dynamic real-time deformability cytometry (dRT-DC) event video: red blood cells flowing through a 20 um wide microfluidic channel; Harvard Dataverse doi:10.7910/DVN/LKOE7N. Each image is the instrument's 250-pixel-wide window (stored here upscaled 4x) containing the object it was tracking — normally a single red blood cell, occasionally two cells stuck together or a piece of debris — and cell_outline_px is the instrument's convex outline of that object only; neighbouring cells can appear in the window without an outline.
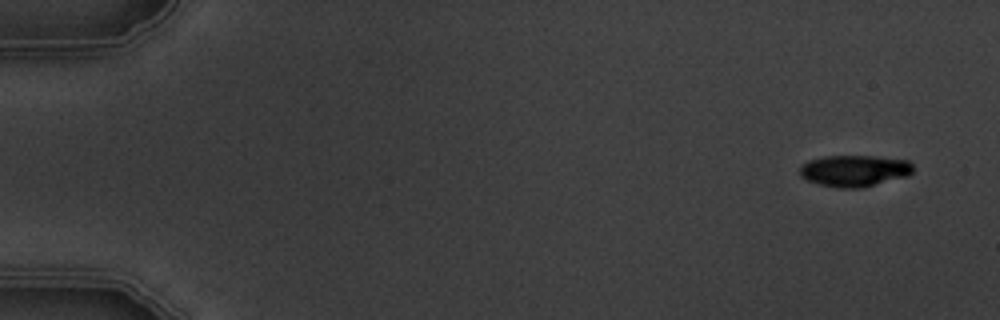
{"species": "common noctule bat (a hibernating species)", "species_latin": "Nyctalus noctula", "temperature_condition": "warm", "stored_images_in_passage": 5, "camera_frame_rate_fps": 3000, "um_per_image_px": 0.085, "animal": {"sex": "male", "body_mass_g": 19.5, "forearm_length_mm": 54.6}, "frame": {"image": 1, "passage_image": 1, "time_ms": 0.0, "image_size_px": [1000, 320], "cell_outline_px": [[912, 172], [908, 176], [860, 188], [840, 188], [820, 184], [808, 180], [800, 176], [800, 164], [808, 160], [824, 156], [876, 156], [908, 160], [912, 164]], "centroid_in_image_um": [72.61, 14.5], "position_along_channel_um": 12.4, "area_um2": 20.81}}
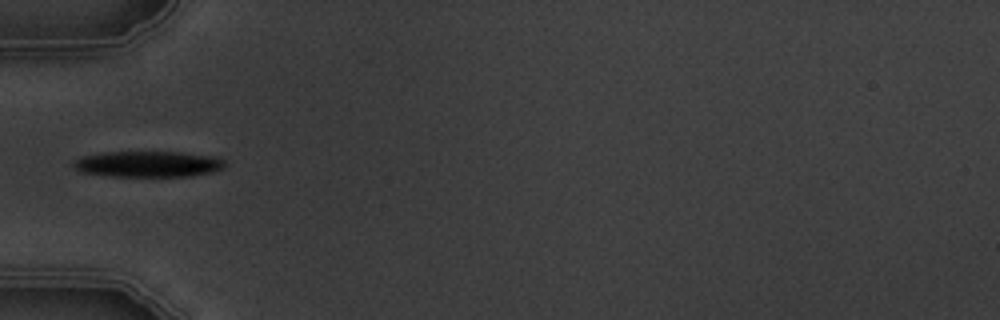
{"frame": {"image": 2, "passage_image": 5, "time_ms": 5.333, "image_size_px": [1000, 320], "cell_outline_px": [[228, 164], [224, 168], [212, 172], [192, 176], [112, 176], [80, 172], [72, 164], [72, 160], [80, 156], [104, 152], [176, 152], [212, 156], [224, 160]], "centroid_in_image_um": [12.57, 13.94], "position_along_channel_um": 72.4, "area_um2": 23.0}}